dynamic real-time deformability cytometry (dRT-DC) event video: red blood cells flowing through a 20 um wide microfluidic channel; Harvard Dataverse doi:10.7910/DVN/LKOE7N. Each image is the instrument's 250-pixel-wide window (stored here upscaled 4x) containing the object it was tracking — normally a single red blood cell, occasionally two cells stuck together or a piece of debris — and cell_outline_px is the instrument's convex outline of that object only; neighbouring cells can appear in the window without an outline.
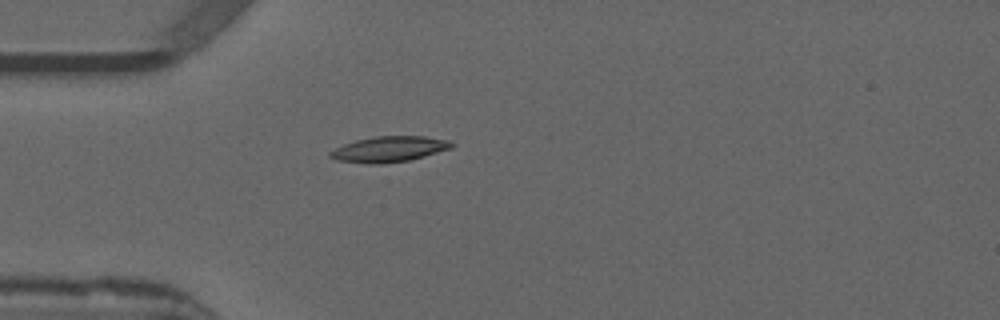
{"species": "common noctule bat (a hibernating species)", "species_latin": "Nyctalus noctula", "temperature_condition": "warm", "stored_images_in_passage": 39, "camera_frame_rate_fps": 3000, "um_per_image_px": 0.085, "animal": {"sex": "male", "forearm_length_mm": 52.5}, "frame": {"image": 1, "passage_image": 1, "time_ms": 0.0, "image_size_px": [1000, 320], "cell_outline_px": [[456, 144], [452, 148], [424, 156], [408, 160], [380, 164], [368, 164], [336, 160], [328, 156], [328, 152], [344, 144], [356, 140], [376, 136], [424, 136], [448, 140]], "centroid_in_image_um": [33.07, 12.68], "position_along_channel_um": 51.9, "area_um2": 18.15}}
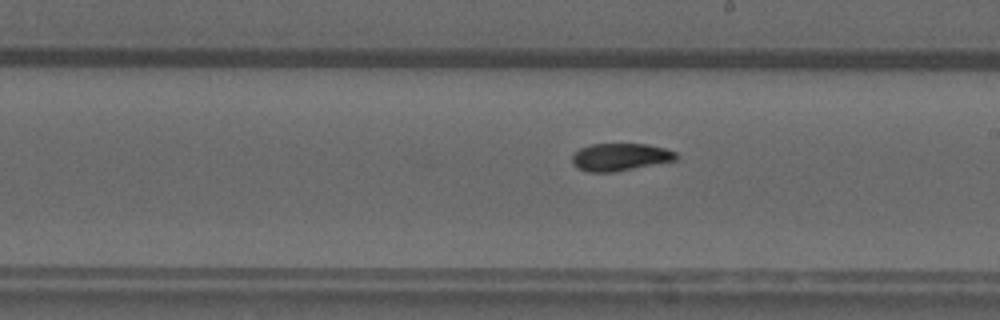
{"frame": {"image": 2, "passage_image": 16, "time_ms": 5.0, "image_size_px": [1000, 320], "cell_outline_px": [[680, 156], [676, 160], [612, 172], [588, 172], [572, 164], [572, 152], [580, 148], [592, 144], [648, 144], [664, 148], [676, 152]], "centroid_in_image_um": [52.7, 13.33], "position_along_channel_um": 236.3, "area_um2": 16.65}}
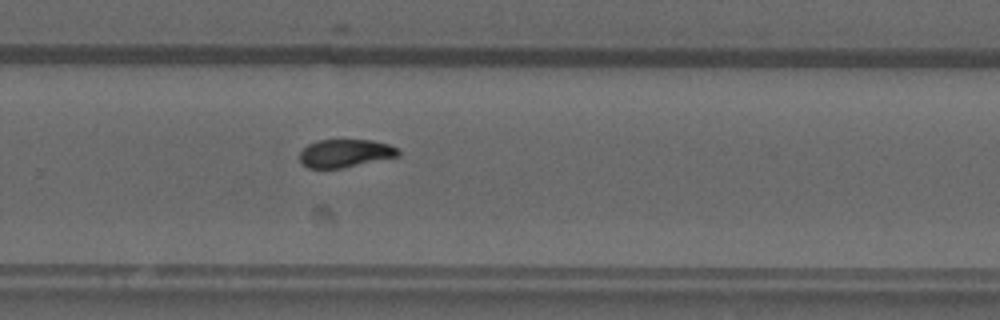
{"frame": {"image": 3, "passage_image": 21, "time_ms": 6.667, "image_size_px": [1000, 320], "cell_outline_px": [[400, 156], [340, 168], [308, 168], [300, 160], [300, 152], [308, 144], [316, 140], [372, 140], [388, 144], [400, 148]], "centroid_in_image_um": [29.37, 13.02], "position_along_channel_um": 300.4, "area_um2": 16.07}, "authors_computed_cell_mechanics": {"area_um2": 16.9354, "velocity_mm_per_s": 3.8668, "shape_relaxation_time_tau1_ms": 6.809, "shape_relaxation_time_tau2_ms": 3.5433, "deformation_change_tau1": 0.1957, "deformation_change_tau2": 0.0786}}